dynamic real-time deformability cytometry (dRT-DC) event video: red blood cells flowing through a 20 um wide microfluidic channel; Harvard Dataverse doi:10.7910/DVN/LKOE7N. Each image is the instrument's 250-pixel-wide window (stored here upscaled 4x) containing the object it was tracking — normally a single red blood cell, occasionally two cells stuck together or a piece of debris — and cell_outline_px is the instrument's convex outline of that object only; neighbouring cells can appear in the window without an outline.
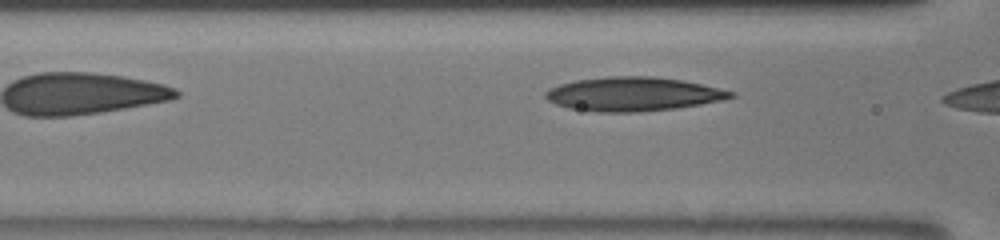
{"species": "human", "species_latin": "Homo sapiens", "temperature_condition": "room temperature", "stored_images_in_passage": 5, "segment_of_instrument_passage": [2, 2], "camera_frame_rate_fps": 3000, "um_per_image_px": 0.085, "donor": {"sex": "male"}, "frame": {"image": 1, "passage_image": 5, "time_ms": 2.333, "image_size_px": [1000, 240], "cell_outline_px": [[736, 96], [724, 100], [676, 108], [636, 112], [596, 112], [568, 108], [556, 104], [548, 100], [544, 96], [544, 92], [548, 88], [560, 84], [576, 80], [608, 76], [652, 76], [680, 80], [700, 84], [736, 92]], "centroid_in_image_um": [53.79, 8.0], "position_along_channel_um": 112.8, "area_um2": 36.65}}